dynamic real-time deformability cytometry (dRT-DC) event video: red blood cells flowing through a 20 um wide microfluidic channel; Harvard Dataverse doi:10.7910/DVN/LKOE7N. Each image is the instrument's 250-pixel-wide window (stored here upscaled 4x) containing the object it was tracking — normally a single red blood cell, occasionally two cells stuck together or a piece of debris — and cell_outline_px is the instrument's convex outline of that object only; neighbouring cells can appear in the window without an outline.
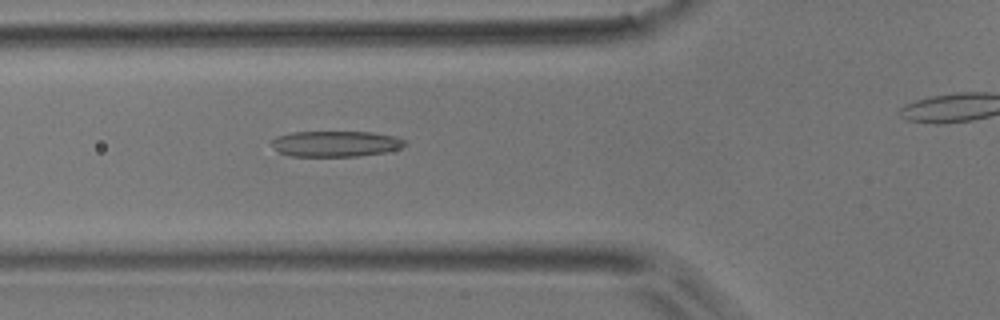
{"species": "common noctule bat (a hibernating species)", "species_latin": "Nyctalus noctula", "temperature_condition": "room temperature", "stored_images_in_passage": 42, "camera_frame_rate_fps": 3000, "um_per_image_px": 0.085, "animal": {"sex": "male", "body_mass_g": 17.9}, "frame": {"image": 1, "passage_image": 18, "time_ms": 5.667, "image_size_px": [1000, 320], "cell_outline_px": [[408, 144], [400, 148], [384, 152], [356, 156], [288, 156], [280, 152], [272, 144], [272, 140], [276, 136], [292, 132], [372, 132], [396, 136], [404, 140]], "centroid_in_image_um": [28.55, 12.21], "position_along_channel_um": 97.3, "area_um2": 19.94}}
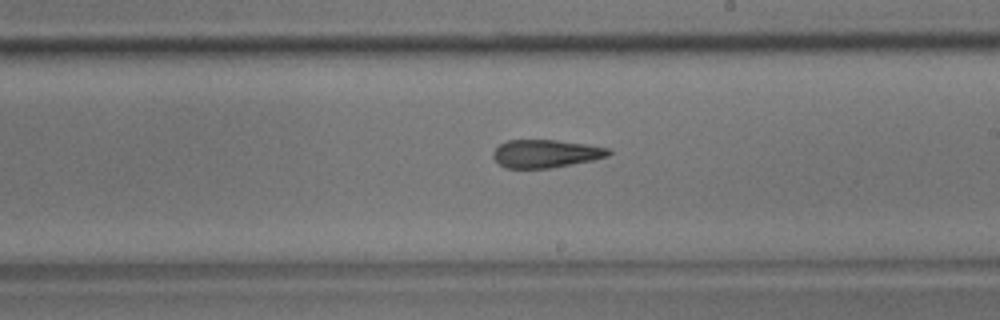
{"frame": {"image": 2, "passage_image": 29, "time_ms": 9.333, "image_size_px": [1000, 320], "cell_outline_px": [[612, 152], [608, 156], [592, 160], [572, 164], [548, 168], [504, 168], [492, 156], [492, 152], [500, 144], [508, 140], [556, 140], [588, 144], [608, 148]], "centroid_in_image_um": [46.38, 13.05], "position_along_channel_um": 242.6, "area_um2": 18.79}}
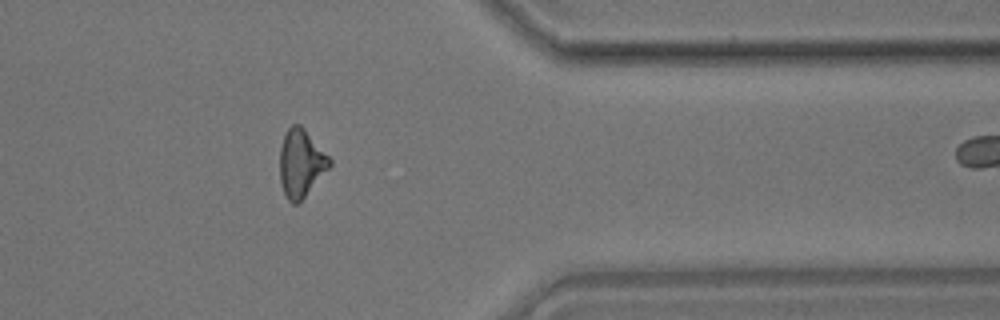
{"frame": {"image": 3, "passage_image": 41, "time_ms": 13.333, "image_size_px": [1000, 320], "cell_outline_px": [[332, 164], [300, 204], [292, 204], [288, 200], [284, 192], [280, 180], [280, 148], [284, 136], [288, 128], [292, 124], [300, 124], [304, 128], [332, 160]], "centroid_in_image_um": [25.59, 13.9], "position_along_channel_um": 385.8, "area_um2": 19.71}}